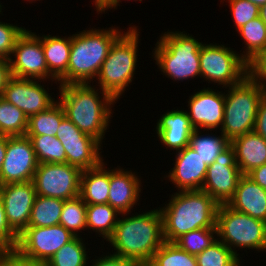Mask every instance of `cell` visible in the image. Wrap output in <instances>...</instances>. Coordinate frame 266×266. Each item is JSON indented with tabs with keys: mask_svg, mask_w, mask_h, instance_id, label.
<instances>
[{
	"mask_svg": "<svg viewBox=\"0 0 266 266\" xmlns=\"http://www.w3.org/2000/svg\"><path fill=\"white\" fill-rule=\"evenodd\" d=\"M95 86L90 83L59 85L58 102L63 107L65 116L80 131L102 144L112 117L111 108L116 102L108 93Z\"/></svg>",
	"mask_w": 266,
	"mask_h": 266,
	"instance_id": "6da1fadb",
	"label": "cell"
},
{
	"mask_svg": "<svg viewBox=\"0 0 266 266\" xmlns=\"http://www.w3.org/2000/svg\"><path fill=\"white\" fill-rule=\"evenodd\" d=\"M128 216V217H125ZM124 216V217H123ZM112 236L107 240L114 255L130 259L138 265L149 263L153 254L165 242L159 208L133 216L122 214Z\"/></svg>",
	"mask_w": 266,
	"mask_h": 266,
	"instance_id": "7a4b0ae2",
	"label": "cell"
},
{
	"mask_svg": "<svg viewBox=\"0 0 266 266\" xmlns=\"http://www.w3.org/2000/svg\"><path fill=\"white\" fill-rule=\"evenodd\" d=\"M163 207V238L174 242L181 235L199 228H216L219 204L202 190L177 191Z\"/></svg>",
	"mask_w": 266,
	"mask_h": 266,
	"instance_id": "3957f363",
	"label": "cell"
},
{
	"mask_svg": "<svg viewBox=\"0 0 266 266\" xmlns=\"http://www.w3.org/2000/svg\"><path fill=\"white\" fill-rule=\"evenodd\" d=\"M125 31L117 27L82 30L72 35L67 84L95 81L114 42ZM95 78V79H94Z\"/></svg>",
	"mask_w": 266,
	"mask_h": 266,
	"instance_id": "277c9868",
	"label": "cell"
},
{
	"mask_svg": "<svg viewBox=\"0 0 266 266\" xmlns=\"http://www.w3.org/2000/svg\"><path fill=\"white\" fill-rule=\"evenodd\" d=\"M203 43L185 31H167L157 40L152 53L159 69L173 81H184L200 72V47Z\"/></svg>",
	"mask_w": 266,
	"mask_h": 266,
	"instance_id": "5b68a950",
	"label": "cell"
},
{
	"mask_svg": "<svg viewBox=\"0 0 266 266\" xmlns=\"http://www.w3.org/2000/svg\"><path fill=\"white\" fill-rule=\"evenodd\" d=\"M127 29L112 45L96 77L97 86L115 101L132 83L138 62L139 29L136 26Z\"/></svg>",
	"mask_w": 266,
	"mask_h": 266,
	"instance_id": "8992f818",
	"label": "cell"
},
{
	"mask_svg": "<svg viewBox=\"0 0 266 266\" xmlns=\"http://www.w3.org/2000/svg\"><path fill=\"white\" fill-rule=\"evenodd\" d=\"M224 92V118L221 133L231 142L234 138L254 131L257 109L266 95L265 89L248 75Z\"/></svg>",
	"mask_w": 266,
	"mask_h": 266,
	"instance_id": "52a82bcc",
	"label": "cell"
},
{
	"mask_svg": "<svg viewBox=\"0 0 266 266\" xmlns=\"http://www.w3.org/2000/svg\"><path fill=\"white\" fill-rule=\"evenodd\" d=\"M216 228L218 239L239 258L236 248L266 250V222L238 212L227 204H219Z\"/></svg>",
	"mask_w": 266,
	"mask_h": 266,
	"instance_id": "ba28073f",
	"label": "cell"
},
{
	"mask_svg": "<svg viewBox=\"0 0 266 266\" xmlns=\"http://www.w3.org/2000/svg\"><path fill=\"white\" fill-rule=\"evenodd\" d=\"M201 79L227 88L239 84L248 75V63L224 44H205L200 47Z\"/></svg>",
	"mask_w": 266,
	"mask_h": 266,
	"instance_id": "9c48e42d",
	"label": "cell"
},
{
	"mask_svg": "<svg viewBox=\"0 0 266 266\" xmlns=\"http://www.w3.org/2000/svg\"><path fill=\"white\" fill-rule=\"evenodd\" d=\"M81 173L68 163H39L32 182L37 195L67 200L79 196Z\"/></svg>",
	"mask_w": 266,
	"mask_h": 266,
	"instance_id": "30bf717a",
	"label": "cell"
},
{
	"mask_svg": "<svg viewBox=\"0 0 266 266\" xmlns=\"http://www.w3.org/2000/svg\"><path fill=\"white\" fill-rule=\"evenodd\" d=\"M75 235L58 224L49 227H27L19 235L15 249L27 258L45 263Z\"/></svg>",
	"mask_w": 266,
	"mask_h": 266,
	"instance_id": "8fae6325",
	"label": "cell"
},
{
	"mask_svg": "<svg viewBox=\"0 0 266 266\" xmlns=\"http://www.w3.org/2000/svg\"><path fill=\"white\" fill-rule=\"evenodd\" d=\"M56 137L66 153V163L81 170L97 167L103 160L102 144L94 137L80 131L66 116L62 119Z\"/></svg>",
	"mask_w": 266,
	"mask_h": 266,
	"instance_id": "7c38bea8",
	"label": "cell"
},
{
	"mask_svg": "<svg viewBox=\"0 0 266 266\" xmlns=\"http://www.w3.org/2000/svg\"><path fill=\"white\" fill-rule=\"evenodd\" d=\"M242 176L236 164L235 150L229 144L208 166L201 190L218 204H227L234 196L238 181Z\"/></svg>",
	"mask_w": 266,
	"mask_h": 266,
	"instance_id": "4fadbf2b",
	"label": "cell"
},
{
	"mask_svg": "<svg viewBox=\"0 0 266 266\" xmlns=\"http://www.w3.org/2000/svg\"><path fill=\"white\" fill-rule=\"evenodd\" d=\"M9 63L14 77L43 82L48 79V67L41 40L36 33L28 29L17 39Z\"/></svg>",
	"mask_w": 266,
	"mask_h": 266,
	"instance_id": "5bb4252c",
	"label": "cell"
},
{
	"mask_svg": "<svg viewBox=\"0 0 266 266\" xmlns=\"http://www.w3.org/2000/svg\"><path fill=\"white\" fill-rule=\"evenodd\" d=\"M38 160L27 136H7L6 155L0 169V186L33 180Z\"/></svg>",
	"mask_w": 266,
	"mask_h": 266,
	"instance_id": "9a60e30c",
	"label": "cell"
},
{
	"mask_svg": "<svg viewBox=\"0 0 266 266\" xmlns=\"http://www.w3.org/2000/svg\"><path fill=\"white\" fill-rule=\"evenodd\" d=\"M40 83H39V82ZM42 80L18 78L12 76L4 88L2 98L21 109L29 118L45 111L56 101L44 88Z\"/></svg>",
	"mask_w": 266,
	"mask_h": 266,
	"instance_id": "2e32d148",
	"label": "cell"
},
{
	"mask_svg": "<svg viewBox=\"0 0 266 266\" xmlns=\"http://www.w3.org/2000/svg\"><path fill=\"white\" fill-rule=\"evenodd\" d=\"M36 195L32 181L0 186L7 222L18 235L28 227Z\"/></svg>",
	"mask_w": 266,
	"mask_h": 266,
	"instance_id": "e0dca14e",
	"label": "cell"
},
{
	"mask_svg": "<svg viewBox=\"0 0 266 266\" xmlns=\"http://www.w3.org/2000/svg\"><path fill=\"white\" fill-rule=\"evenodd\" d=\"M189 116L194 129L212 131L222 126L224 118L225 95L209 87L203 88L188 99Z\"/></svg>",
	"mask_w": 266,
	"mask_h": 266,
	"instance_id": "ac0fdd59",
	"label": "cell"
},
{
	"mask_svg": "<svg viewBox=\"0 0 266 266\" xmlns=\"http://www.w3.org/2000/svg\"><path fill=\"white\" fill-rule=\"evenodd\" d=\"M175 157L174 167L166 178L177 187V191L201 190L208 165L190 146L176 152Z\"/></svg>",
	"mask_w": 266,
	"mask_h": 266,
	"instance_id": "d6986e66",
	"label": "cell"
},
{
	"mask_svg": "<svg viewBox=\"0 0 266 266\" xmlns=\"http://www.w3.org/2000/svg\"><path fill=\"white\" fill-rule=\"evenodd\" d=\"M126 171V169L114 168L110 170V189L108 204L118 213L130 214L134 205L138 204L141 193V177Z\"/></svg>",
	"mask_w": 266,
	"mask_h": 266,
	"instance_id": "ffe728a7",
	"label": "cell"
},
{
	"mask_svg": "<svg viewBox=\"0 0 266 266\" xmlns=\"http://www.w3.org/2000/svg\"><path fill=\"white\" fill-rule=\"evenodd\" d=\"M194 127L185 110L166 111L160 116L156 125V134L162 145L176 152L190 144V138Z\"/></svg>",
	"mask_w": 266,
	"mask_h": 266,
	"instance_id": "44dd1931",
	"label": "cell"
},
{
	"mask_svg": "<svg viewBox=\"0 0 266 266\" xmlns=\"http://www.w3.org/2000/svg\"><path fill=\"white\" fill-rule=\"evenodd\" d=\"M42 43L45 61L48 67V79L59 85L67 84V70L72 45V35L59 37L48 35L37 36ZM57 81V82H56Z\"/></svg>",
	"mask_w": 266,
	"mask_h": 266,
	"instance_id": "7402d4cb",
	"label": "cell"
},
{
	"mask_svg": "<svg viewBox=\"0 0 266 266\" xmlns=\"http://www.w3.org/2000/svg\"><path fill=\"white\" fill-rule=\"evenodd\" d=\"M227 205L232 209L266 222V190L243 175Z\"/></svg>",
	"mask_w": 266,
	"mask_h": 266,
	"instance_id": "603a6c76",
	"label": "cell"
},
{
	"mask_svg": "<svg viewBox=\"0 0 266 266\" xmlns=\"http://www.w3.org/2000/svg\"><path fill=\"white\" fill-rule=\"evenodd\" d=\"M230 144L235 150L236 164L243 175L266 164V140L255 131L234 138Z\"/></svg>",
	"mask_w": 266,
	"mask_h": 266,
	"instance_id": "cb8c5ba5",
	"label": "cell"
},
{
	"mask_svg": "<svg viewBox=\"0 0 266 266\" xmlns=\"http://www.w3.org/2000/svg\"><path fill=\"white\" fill-rule=\"evenodd\" d=\"M104 163L102 161L95 168L82 170L79 196L86 205L108 203L110 170Z\"/></svg>",
	"mask_w": 266,
	"mask_h": 266,
	"instance_id": "d4e9b609",
	"label": "cell"
},
{
	"mask_svg": "<svg viewBox=\"0 0 266 266\" xmlns=\"http://www.w3.org/2000/svg\"><path fill=\"white\" fill-rule=\"evenodd\" d=\"M120 215L108 203L87 205V229L95 231L107 241L112 236L119 219L117 216Z\"/></svg>",
	"mask_w": 266,
	"mask_h": 266,
	"instance_id": "484cf974",
	"label": "cell"
},
{
	"mask_svg": "<svg viewBox=\"0 0 266 266\" xmlns=\"http://www.w3.org/2000/svg\"><path fill=\"white\" fill-rule=\"evenodd\" d=\"M64 117V109L56 100V102L45 111H41L28 118L25 136H56L58 127Z\"/></svg>",
	"mask_w": 266,
	"mask_h": 266,
	"instance_id": "4316f807",
	"label": "cell"
},
{
	"mask_svg": "<svg viewBox=\"0 0 266 266\" xmlns=\"http://www.w3.org/2000/svg\"><path fill=\"white\" fill-rule=\"evenodd\" d=\"M65 200L36 195L28 227L58 225Z\"/></svg>",
	"mask_w": 266,
	"mask_h": 266,
	"instance_id": "83f0119b",
	"label": "cell"
},
{
	"mask_svg": "<svg viewBox=\"0 0 266 266\" xmlns=\"http://www.w3.org/2000/svg\"><path fill=\"white\" fill-rule=\"evenodd\" d=\"M237 32L245 42L246 49L240 53V56L247 63L266 49V24L260 17L245 23Z\"/></svg>",
	"mask_w": 266,
	"mask_h": 266,
	"instance_id": "f1b7e54d",
	"label": "cell"
},
{
	"mask_svg": "<svg viewBox=\"0 0 266 266\" xmlns=\"http://www.w3.org/2000/svg\"><path fill=\"white\" fill-rule=\"evenodd\" d=\"M202 131L195 129L192 132L189 146L197 152L208 166L215 158L230 144V142L221 133L219 136L201 134Z\"/></svg>",
	"mask_w": 266,
	"mask_h": 266,
	"instance_id": "f546056e",
	"label": "cell"
},
{
	"mask_svg": "<svg viewBox=\"0 0 266 266\" xmlns=\"http://www.w3.org/2000/svg\"><path fill=\"white\" fill-rule=\"evenodd\" d=\"M27 125L28 117L26 114L0 96V135L25 136Z\"/></svg>",
	"mask_w": 266,
	"mask_h": 266,
	"instance_id": "4dcf8cb0",
	"label": "cell"
},
{
	"mask_svg": "<svg viewBox=\"0 0 266 266\" xmlns=\"http://www.w3.org/2000/svg\"><path fill=\"white\" fill-rule=\"evenodd\" d=\"M85 245L81 236H75L46 262V266H88Z\"/></svg>",
	"mask_w": 266,
	"mask_h": 266,
	"instance_id": "1f68e13d",
	"label": "cell"
},
{
	"mask_svg": "<svg viewBox=\"0 0 266 266\" xmlns=\"http://www.w3.org/2000/svg\"><path fill=\"white\" fill-rule=\"evenodd\" d=\"M29 137L39 163H66V153L56 136Z\"/></svg>",
	"mask_w": 266,
	"mask_h": 266,
	"instance_id": "d6a6232c",
	"label": "cell"
},
{
	"mask_svg": "<svg viewBox=\"0 0 266 266\" xmlns=\"http://www.w3.org/2000/svg\"><path fill=\"white\" fill-rule=\"evenodd\" d=\"M86 207L80 196L65 200L59 224L73 235L80 236L78 231L87 229Z\"/></svg>",
	"mask_w": 266,
	"mask_h": 266,
	"instance_id": "836d02e7",
	"label": "cell"
},
{
	"mask_svg": "<svg viewBox=\"0 0 266 266\" xmlns=\"http://www.w3.org/2000/svg\"><path fill=\"white\" fill-rule=\"evenodd\" d=\"M149 263L152 266H198L196 256L182 250L174 242H164Z\"/></svg>",
	"mask_w": 266,
	"mask_h": 266,
	"instance_id": "e575fe53",
	"label": "cell"
},
{
	"mask_svg": "<svg viewBox=\"0 0 266 266\" xmlns=\"http://www.w3.org/2000/svg\"><path fill=\"white\" fill-rule=\"evenodd\" d=\"M198 266H241L240 259L224 243L217 239L209 247L196 255Z\"/></svg>",
	"mask_w": 266,
	"mask_h": 266,
	"instance_id": "d590c367",
	"label": "cell"
},
{
	"mask_svg": "<svg viewBox=\"0 0 266 266\" xmlns=\"http://www.w3.org/2000/svg\"><path fill=\"white\" fill-rule=\"evenodd\" d=\"M217 228H199L178 237L174 243L182 250L191 255L200 254L218 238Z\"/></svg>",
	"mask_w": 266,
	"mask_h": 266,
	"instance_id": "8d00e7d4",
	"label": "cell"
},
{
	"mask_svg": "<svg viewBox=\"0 0 266 266\" xmlns=\"http://www.w3.org/2000/svg\"><path fill=\"white\" fill-rule=\"evenodd\" d=\"M227 2L231 9L236 31L245 23L259 17V7L249 0H228Z\"/></svg>",
	"mask_w": 266,
	"mask_h": 266,
	"instance_id": "74e56055",
	"label": "cell"
},
{
	"mask_svg": "<svg viewBox=\"0 0 266 266\" xmlns=\"http://www.w3.org/2000/svg\"><path fill=\"white\" fill-rule=\"evenodd\" d=\"M25 27H18L0 21V58L9 60L17 39L25 31Z\"/></svg>",
	"mask_w": 266,
	"mask_h": 266,
	"instance_id": "f35d334b",
	"label": "cell"
},
{
	"mask_svg": "<svg viewBox=\"0 0 266 266\" xmlns=\"http://www.w3.org/2000/svg\"><path fill=\"white\" fill-rule=\"evenodd\" d=\"M248 76L266 91V49L248 62Z\"/></svg>",
	"mask_w": 266,
	"mask_h": 266,
	"instance_id": "ab89813d",
	"label": "cell"
},
{
	"mask_svg": "<svg viewBox=\"0 0 266 266\" xmlns=\"http://www.w3.org/2000/svg\"><path fill=\"white\" fill-rule=\"evenodd\" d=\"M18 241V234L10 227L6 219L4 205L0 197V242L7 249H15Z\"/></svg>",
	"mask_w": 266,
	"mask_h": 266,
	"instance_id": "60d3db41",
	"label": "cell"
},
{
	"mask_svg": "<svg viewBox=\"0 0 266 266\" xmlns=\"http://www.w3.org/2000/svg\"><path fill=\"white\" fill-rule=\"evenodd\" d=\"M0 266H46L20 254L16 249H7L0 259Z\"/></svg>",
	"mask_w": 266,
	"mask_h": 266,
	"instance_id": "b9f144b4",
	"label": "cell"
},
{
	"mask_svg": "<svg viewBox=\"0 0 266 266\" xmlns=\"http://www.w3.org/2000/svg\"><path fill=\"white\" fill-rule=\"evenodd\" d=\"M107 254L100 258L97 257L98 259L91 260L93 261L91 266H139L136 262L130 259H125L111 253L109 254V252Z\"/></svg>",
	"mask_w": 266,
	"mask_h": 266,
	"instance_id": "7bdbcfd3",
	"label": "cell"
},
{
	"mask_svg": "<svg viewBox=\"0 0 266 266\" xmlns=\"http://www.w3.org/2000/svg\"><path fill=\"white\" fill-rule=\"evenodd\" d=\"M254 131L266 140V95L258 105Z\"/></svg>",
	"mask_w": 266,
	"mask_h": 266,
	"instance_id": "ee69618b",
	"label": "cell"
},
{
	"mask_svg": "<svg viewBox=\"0 0 266 266\" xmlns=\"http://www.w3.org/2000/svg\"><path fill=\"white\" fill-rule=\"evenodd\" d=\"M11 77L12 73L9 60L0 58V96H2L4 88Z\"/></svg>",
	"mask_w": 266,
	"mask_h": 266,
	"instance_id": "f6af8a7d",
	"label": "cell"
},
{
	"mask_svg": "<svg viewBox=\"0 0 266 266\" xmlns=\"http://www.w3.org/2000/svg\"><path fill=\"white\" fill-rule=\"evenodd\" d=\"M246 176L266 190V164L252 169Z\"/></svg>",
	"mask_w": 266,
	"mask_h": 266,
	"instance_id": "bcb514c9",
	"label": "cell"
},
{
	"mask_svg": "<svg viewBox=\"0 0 266 266\" xmlns=\"http://www.w3.org/2000/svg\"><path fill=\"white\" fill-rule=\"evenodd\" d=\"M128 1V0H127ZM131 1V0H130ZM137 1V0H135ZM140 2L142 0H139ZM121 0H106L98 9L96 12H99L102 14L105 13V11H108L109 9H116V7L119 5L120 6V3Z\"/></svg>",
	"mask_w": 266,
	"mask_h": 266,
	"instance_id": "7dc6e473",
	"label": "cell"
},
{
	"mask_svg": "<svg viewBox=\"0 0 266 266\" xmlns=\"http://www.w3.org/2000/svg\"><path fill=\"white\" fill-rule=\"evenodd\" d=\"M7 147V136L0 135V169L5 159Z\"/></svg>",
	"mask_w": 266,
	"mask_h": 266,
	"instance_id": "c3c4849f",
	"label": "cell"
},
{
	"mask_svg": "<svg viewBox=\"0 0 266 266\" xmlns=\"http://www.w3.org/2000/svg\"><path fill=\"white\" fill-rule=\"evenodd\" d=\"M259 17L266 24V4L259 7Z\"/></svg>",
	"mask_w": 266,
	"mask_h": 266,
	"instance_id": "681fc988",
	"label": "cell"
},
{
	"mask_svg": "<svg viewBox=\"0 0 266 266\" xmlns=\"http://www.w3.org/2000/svg\"><path fill=\"white\" fill-rule=\"evenodd\" d=\"M251 3H254L258 7L266 4V0H249Z\"/></svg>",
	"mask_w": 266,
	"mask_h": 266,
	"instance_id": "f907efd6",
	"label": "cell"
},
{
	"mask_svg": "<svg viewBox=\"0 0 266 266\" xmlns=\"http://www.w3.org/2000/svg\"><path fill=\"white\" fill-rule=\"evenodd\" d=\"M106 0H95L93 1L94 6L96 7L95 10H97Z\"/></svg>",
	"mask_w": 266,
	"mask_h": 266,
	"instance_id": "816d5d0a",
	"label": "cell"
},
{
	"mask_svg": "<svg viewBox=\"0 0 266 266\" xmlns=\"http://www.w3.org/2000/svg\"><path fill=\"white\" fill-rule=\"evenodd\" d=\"M6 250H7V248L0 242V259Z\"/></svg>",
	"mask_w": 266,
	"mask_h": 266,
	"instance_id": "f5cc1de1",
	"label": "cell"
},
{
	"mask_svg": "<svg viewBox=\"0 0 266 266\" xmlns=\"http://www.w3.org/2000/svg\"><path fill=\"white\" fill-rule=\"evenodd\" d=\"M139 266H152L150 263H144V264H141Z\"/></svg>",
	"mask_w": 266,
	"mask_h": 266,
	"instance_id": "db71d44e",
	"label": "cell"
}]
</instances>
